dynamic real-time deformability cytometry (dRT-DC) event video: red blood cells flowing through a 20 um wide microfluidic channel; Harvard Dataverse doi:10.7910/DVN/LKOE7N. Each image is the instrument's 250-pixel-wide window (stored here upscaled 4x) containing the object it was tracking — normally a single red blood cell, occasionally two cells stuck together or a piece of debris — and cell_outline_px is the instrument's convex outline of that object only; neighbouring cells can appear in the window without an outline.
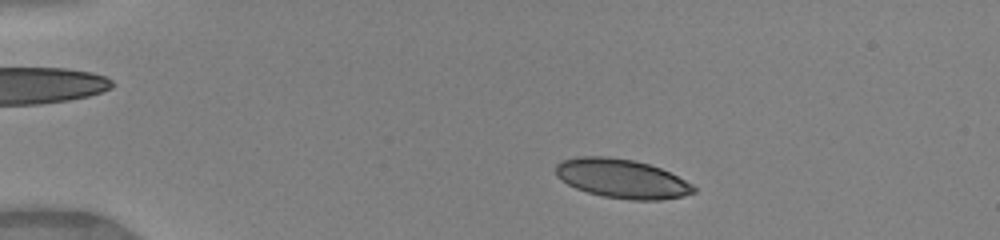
{"species": "human", "species_latin": "Homo sapiens", "temperature_condition": "warm", "stored_images_in_passage": 46, "camera_frame_rate_fps": 3000, "um_per_image_px": 0.085, "donor": {"sex": "female"}, "frame": {"image": 1, "passage_image": 7, "time_ms": 2.0, "image_size_px": [1000, 240], "cell_outline_px": [[696, 192], [684, 196], [660, 200], [628, 200], [604, 196], [588, 192], [576, 188], [560, 180], [556, 176], [556, 164], [564, 160], [576, 156], [604, 156], [636, 160], [660, 168], [692, 184], [696, 188]], "centroid_in_image_um": [52.85, 15.18], "position_along_channel_um": 32.2, "area_um2": 31.39}}
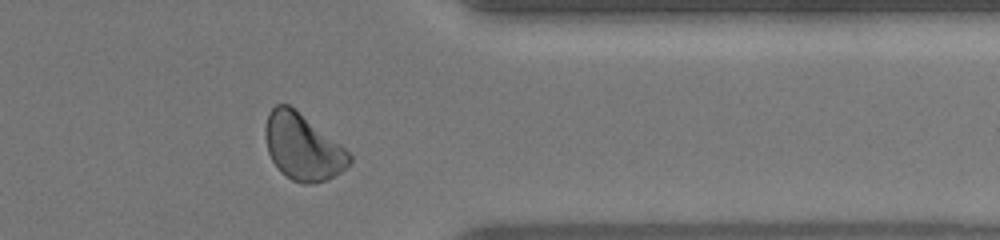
{"frame": {"image": 2, "passage_image": 38, "time_ms": 12.333, "image_size_px": [1000, 240], "cell_outline_px": [[352, 160], [340, 172], [328, 180], [316, 184], [304, 184], [292, 180], [280, 172], [272, 160], [268, 152], [264, 136], [264, 128], [268, 112], [276, 104], [288, 104], [340, 144], [352, 156]], "centroid_in_image_um": [25.69, 12.51], "position_along_channel_um": 385.7, "area_um2": 32.37}}
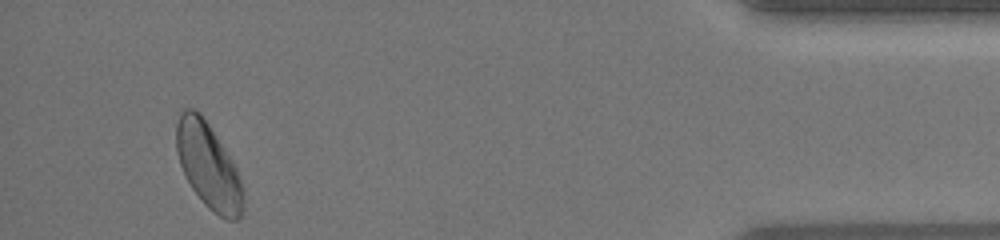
{"frame": {"image": 3, "passage_image": 44, "time_ms": 14.333, "image_size_px": [1000, 240], "cell_outline_px": [[244, 208], [240, 216], [236, 220], [228, 220], [220, 216], [208, 208], [204, 204], [192, 188], [180, 164], [176, 152], [176, 124], [180, 112], [184, 108], [192, 108], [200, 112], [208, 124], [236, 168], [244, 192]], "centroid_in_image_um": [17.7, 14.1], "position_along_channel_um": 417.5, "area_um2": 32.95}, "authors_computed_cell_mechanics": {"area_um2": 31.8767, "velocity_mm_per_s": 4.1191, "shape_relaxation_time_tau1_ms": 5.6099, "shape_relaxation_time_tau2_ms": 2.6832, "deformation_change_tau1": 0.1299, "deformation_change_tau2": 0.0757}}